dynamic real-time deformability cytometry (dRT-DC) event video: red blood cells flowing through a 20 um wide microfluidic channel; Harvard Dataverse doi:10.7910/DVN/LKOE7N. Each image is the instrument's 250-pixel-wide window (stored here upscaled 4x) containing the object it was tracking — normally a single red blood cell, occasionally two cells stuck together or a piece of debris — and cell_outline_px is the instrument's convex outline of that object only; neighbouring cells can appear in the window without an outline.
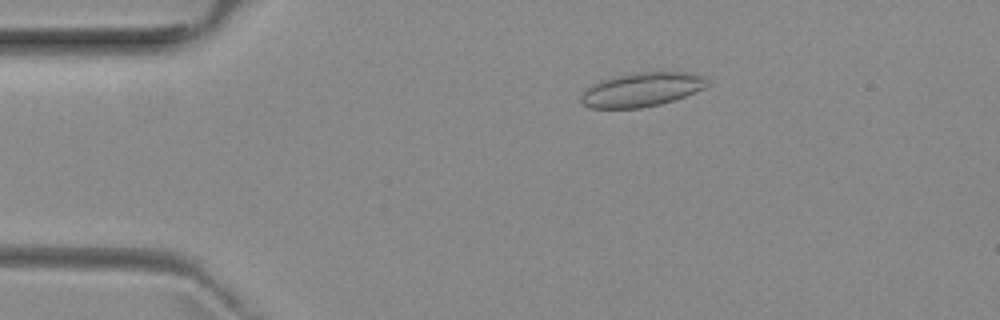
{"species": "common noctule bat (a hibernating species)", "species_latin": "Nyctalus noctula", "temperature_condition": "room temperature", "stored_images_in_passage": 52, "camera_frame_rate_fps": 3000, "um_per_image_px": 0.085, "animal": {"sex": "female", "body_mass_g": 29.2, "forearm_length_mm": 56.3}, "frame": {"image": 1, "passage_image": 10, "time_ms": 3.0, "image_size_px": [1000, 320], "cell_outline_px": [[708, 84], [704, 88], [684, 96], [660, 104], [640, 108], [588, 108], [580, 100], [580, 96], [584, 88], [600, 80], [636, 72], [692, 72], [704, 76]], "centroid_in_image_um": [54.51, 7.61], "position_along_channel_um": 30.5, "area_um2": 25.03}}
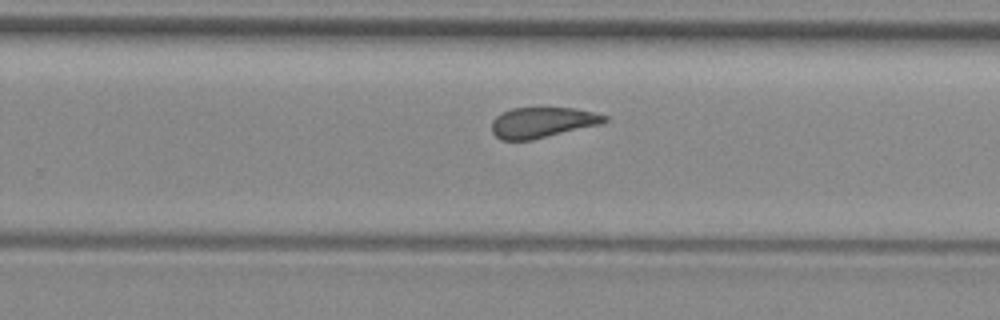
{"frame": {"image": 2, "passage_image": 33, "time_ms": 10.667, "image_size_px": [1000, 320], "cell_outline_px": [[608, 120], [604, 124], [532, 140], [500, 140], [492, 132], [492, 120], [496, 116], [512, 108], [576, 108], [596, 112], [608, 116]], "centroid_in_image_um": [46.16, 10.41], "position_along_channel_um": 283.6, "area_um2": 20.35}}
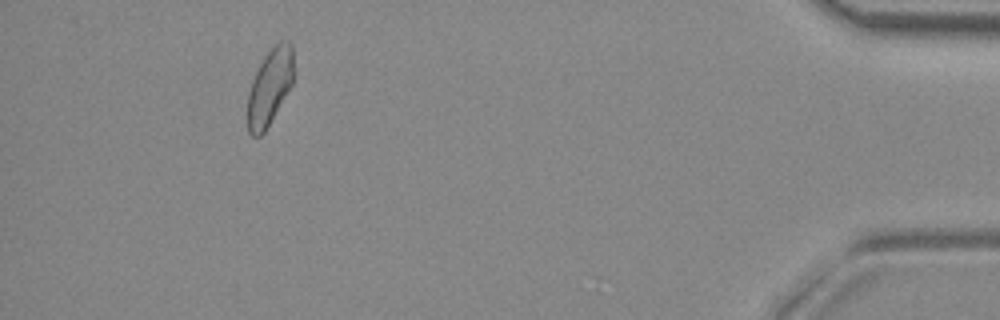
{"frame": {"image": 3, "passage_image": 48, "time_ms": 15.667, "image_size_px": [1000, 320], "cell_outline_px": [[292, 84], [264, 132], [260, 136], [252, 136], [248, 132], [248, 92], [252, 80], [264, 56], [280, 40], [288, 40], [292, 44]], "centroid_in_image_um": [22.91, 7.38], "position_along_channel_um": 412.3, "area_um2": 20.0}, "authors_computed_cell_mechanics": {"area_um2": 21.7039, "velocity_mm_per_s": 3.9536, "shape_relaxation_time_tau1_ms": null, "shape_relaxation_time_tau2_ms": 2.9361, "deformation_change_tau1": null, "deformation_change_tau2": 0.1147}}